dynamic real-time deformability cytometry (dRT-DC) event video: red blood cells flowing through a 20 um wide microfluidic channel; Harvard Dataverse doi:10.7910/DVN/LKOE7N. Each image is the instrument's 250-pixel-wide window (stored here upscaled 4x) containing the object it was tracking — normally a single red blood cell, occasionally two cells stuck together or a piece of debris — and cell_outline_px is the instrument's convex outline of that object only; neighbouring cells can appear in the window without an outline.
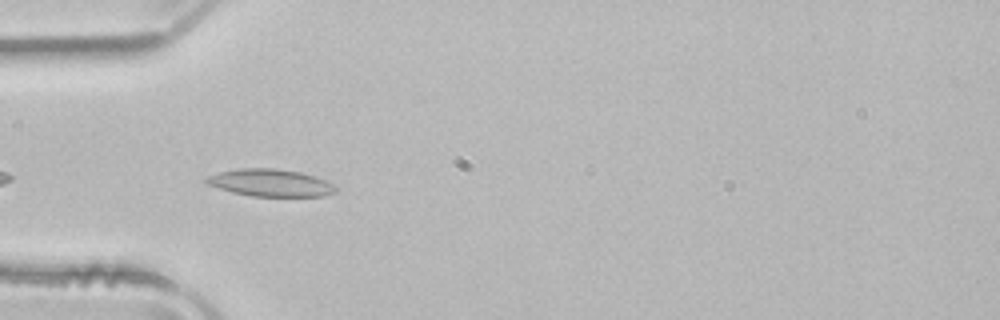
{"species": "common noctule bat (a hibernating species)", "species_latin": "Nyctalus noctula", "temperature_condition": "room temperature", "stored_images_in_passage": 12, "camera_frame_rate_fps": 3000, "um_per_image_px": 0.085, "animal": {"sex": "male", "body_mass_g": 21.5, "forearm_length_mm": 52.0}, "frame": {"image": 1, "passage_image": 3, "time_ms": 0.667, "image_size_px": [1000, 320], "cell_outline_px": [[336, 192], [324, 196], [252, 196], [232, 192], [208, 184], [204, 180], [208, 176], [220, 172], [240, 168], [276, 168], [300, 172], [316, 176], [332, 184], [336, 188]], "centroid_in_image_um": [23.0, 15.53], "position_along_channel_um": 62.0, "area_um2": 20.4}}
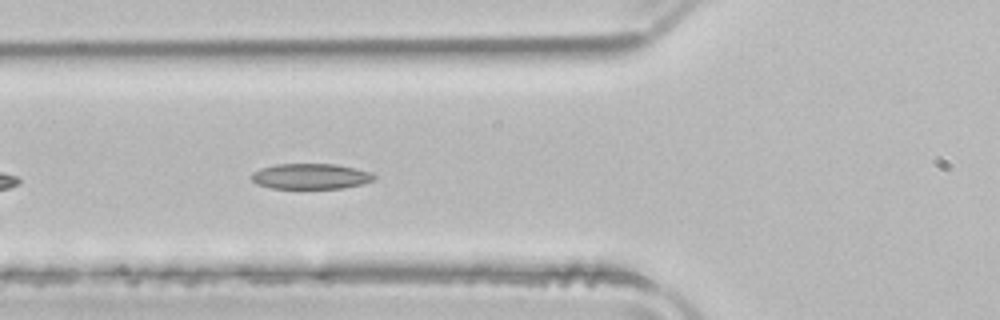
{"frame": {"image": 2, "passage_image": 6, "time_ms": 1.667, "image_size_px": [1000, 320], "cell_outline_px": [[376, 180], [364, 184], [344, 188], [272, 188], [256, 184], [252, 180], [252, 172], [260, 168], [276, 164], [336, 164], [368, 172], [376, 176]], "centroid_in_image_um": [26.4, 14.99], "position_along_channel_um": 99.4, "area_um2": 18.21}}